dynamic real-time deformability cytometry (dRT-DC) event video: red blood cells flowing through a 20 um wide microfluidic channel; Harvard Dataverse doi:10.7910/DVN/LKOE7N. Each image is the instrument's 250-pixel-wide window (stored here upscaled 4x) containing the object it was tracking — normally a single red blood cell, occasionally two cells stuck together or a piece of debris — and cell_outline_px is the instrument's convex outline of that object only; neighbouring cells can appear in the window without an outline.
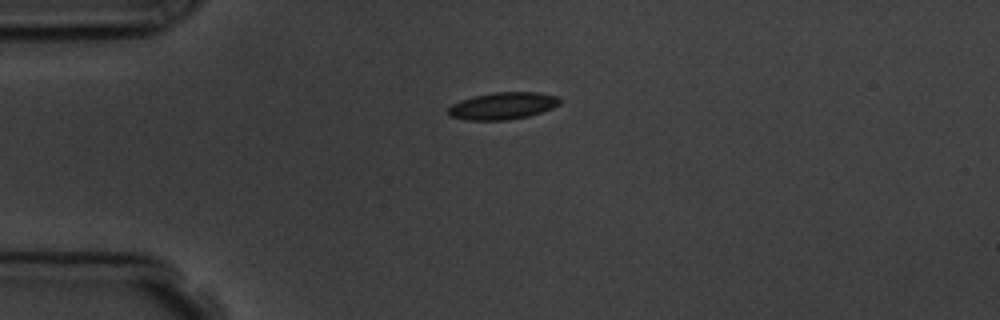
{"species": "common noctule bat (a hibernating species)", "species_latin": "Nyctalus noctula", "temperature_condition": "room temperature", "stored_images_in_passage": 2, "camera_frame_rate_fps": 3000, "um_per_image_px": 0.085, "animal": {"sex": "male", "body_mass_g": 19.5, "forearm_length_mm": 54.6}, "frame": {"image": 1, "passage_image": 1, "time_ms": 0.0, "image_size_px": [1000, 320], "cell_outline_px": [[560, 104], [552, 108], [528, 116], [508, 120], [468, 120], [448, 116], [448, 108], [452, 104], [460, 100], [472, 96], [492, 92], [540, 92], [560, 96]], "centroid_in_image_um": [42.73, 8.98], "position_along_channel_um": 42.3, "area_um2": 17.8}}